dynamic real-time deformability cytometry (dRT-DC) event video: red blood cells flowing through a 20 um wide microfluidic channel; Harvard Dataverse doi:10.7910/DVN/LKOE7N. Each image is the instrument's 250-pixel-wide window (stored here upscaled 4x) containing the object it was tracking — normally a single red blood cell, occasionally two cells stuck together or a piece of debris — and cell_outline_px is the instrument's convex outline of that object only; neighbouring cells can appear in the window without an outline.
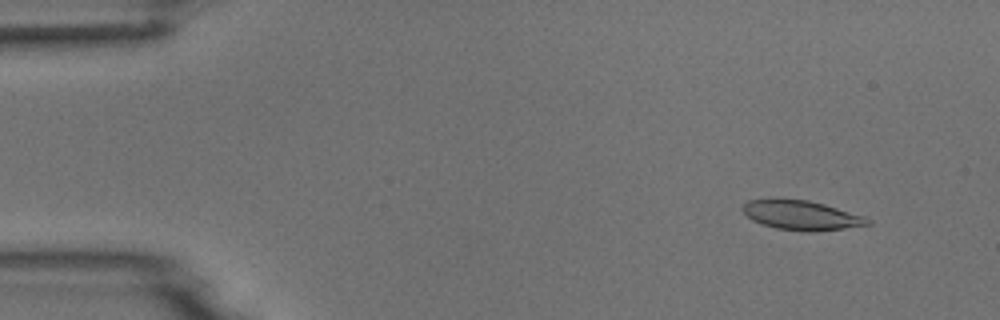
{"species": "common noctule bat (a hibernating species)", "species_latin": "Nyctalus noctula", "temperature_condition": "room temperature", "stored_images_in_passage": 4, "camera_frame_rate_fps": 3000, "um_per_image_px": 0.085, "animal": {"sex": "male", "body_mass_g": 18.8}, "frame": {"image": 1, "passage_image": 2, "time_ms": 1.333, "image_size_px": [1000, 320], "cell_outline_px": [[872, 224], [844, 228], [812, 232], [804, 232], [776, 228], [752, 220], [740, 208], [748, 200], [808, 200], [824, 204], [864, 216], [872, 220]], "centroid_in_image_um": [68.16, 18.31], "position_along_channel_um": 16.8, "area_um2": 21.1}}